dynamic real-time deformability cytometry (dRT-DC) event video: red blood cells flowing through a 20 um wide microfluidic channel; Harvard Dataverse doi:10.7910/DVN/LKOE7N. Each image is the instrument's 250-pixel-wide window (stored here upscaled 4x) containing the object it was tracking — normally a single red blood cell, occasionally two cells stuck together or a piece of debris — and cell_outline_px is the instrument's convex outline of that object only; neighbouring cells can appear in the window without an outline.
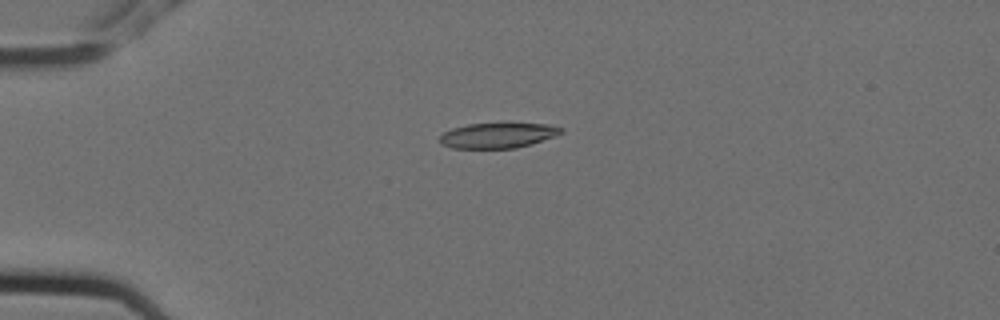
{"species": "Egyptian fruit bat (a non-hibernating species)", "species_latin": "Rousettus aegyptiacus", "temperature_condition": "cold", "stored_images_in_passage": 3, "camera_frame_rate_fps": 3000, "um_per_image_px": 0.085, "animal": {"sex": "female"}, "frame": {"image": 1, "passage_image": 2, "time_ms": 0.333, "image_size_px": [1000, 320], "cell_outline_px": [[564, 132], [556, 136], [516, 148], [452, 148], [440, 144], [440, 136], [444, 132], [452, 128], [468, 124], [508, 120], [548, 124], [564, 128]], "centroid_in_image_um": [42.37, 11.45], "position_along_channel_um": 42.6, "area_um2": 18.84}}